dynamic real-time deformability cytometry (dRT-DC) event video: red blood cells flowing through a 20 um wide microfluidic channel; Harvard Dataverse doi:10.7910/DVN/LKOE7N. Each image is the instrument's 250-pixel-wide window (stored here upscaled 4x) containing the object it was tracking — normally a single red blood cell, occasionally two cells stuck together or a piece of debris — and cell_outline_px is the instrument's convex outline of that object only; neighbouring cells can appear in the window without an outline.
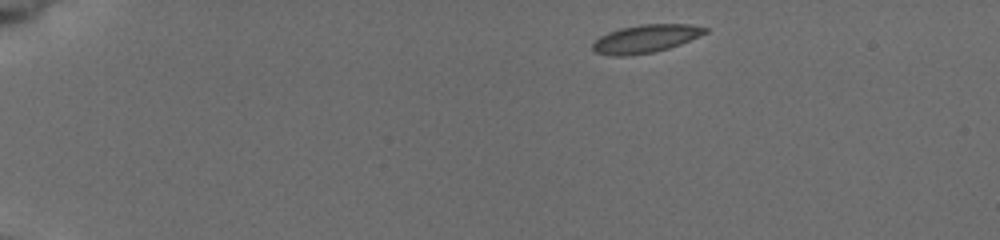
{"species": "common noctule bat (a hibernating species)", "species_latin": "Nyctalus noctula", "temperature_condition": "cold", "stored_images_in_passage": 63, "camera_frame_rate_fps": 3000, "um_per_image_px": 0.085, "animal": {"sex": "female", "body_mass_g": 19.5, "forearm_length_mm": 54.1}, "frame": {"image": 1, "passage_image": 1, "time_ms": 0.0, "image_size_px": [1000, 240], "cell_outline_px": [[708, 32], [680, 44], [668, 48], [652, 52], [628, 56], [608, 56], [596, 52], [592, 48], [592, 44], [600, 36], [608, 32], [620, 28], [640, 24], [688, 24], [708, 28]], "centroid_in_image_um": [54.85, 3.29], "position_along_channel_um": 30.1, "area_um2": 18.32}}
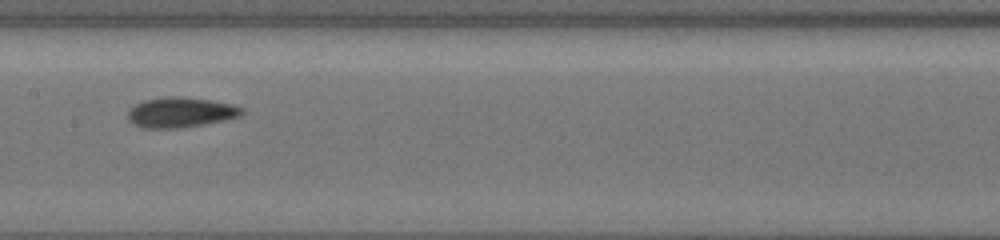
{"frame": {"image": 2, "passage_image": 27, "time_ms": 6.667, "image_size_px": [1000, 240], "cell_outline_px": [[244, 112], [240, 116], [224, 120], [204, 124], [180, 128], [144, 128], [132, 124], [128, 120], [128, 108], [144, 100], [164, 96], [180, 96], [212, 100], [232, 104], [244, 108]], "centroid_in_image_um": [15.33, 9.54], "position_along_channel_um": 192.1, "area_um2": 20.29}}
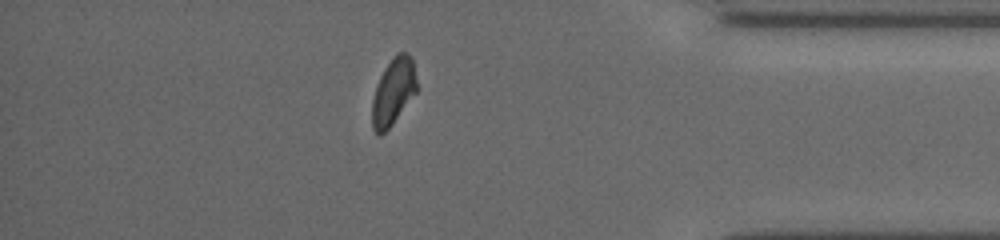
{"frame": {"image": 3, "passage_image": 55, "time_ms": 12.667, "image_size_px": [1000, 240], "cell_outline_px": [[416, 92], [392, 124], [380, 136], [372, 128], [372, 100], [380, 76], [384, 68], [396, 52], [408, 52], [412, 56], [416, 80]], "centroid_in_image_um": [33.43, 7.75], "position_along_channel_um": 401.8, "area_um2": 17.22}, "authors_computed_cell_mechanics": {"area_um2": 18.7272, "velocity_mm_per_s": 3.8658, "shape_relaxation_time_tau1_ms": 1.8804, "shape_relaxation_time_tau2_ms": 2.3406, "deformation_change_tau1": 0.0879, "deformation_change_tau2": 0.0635}}